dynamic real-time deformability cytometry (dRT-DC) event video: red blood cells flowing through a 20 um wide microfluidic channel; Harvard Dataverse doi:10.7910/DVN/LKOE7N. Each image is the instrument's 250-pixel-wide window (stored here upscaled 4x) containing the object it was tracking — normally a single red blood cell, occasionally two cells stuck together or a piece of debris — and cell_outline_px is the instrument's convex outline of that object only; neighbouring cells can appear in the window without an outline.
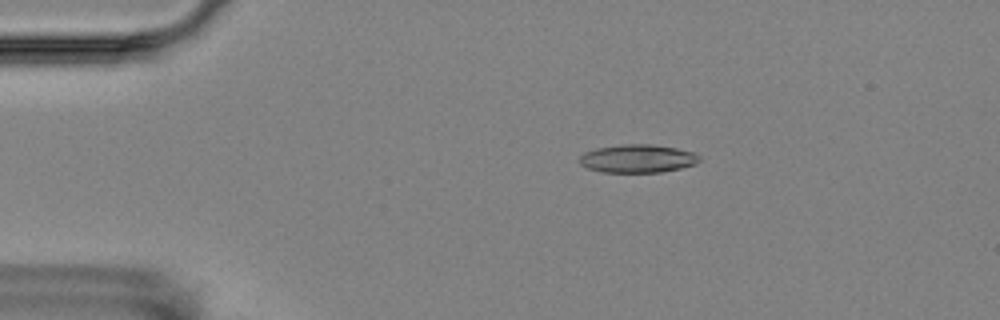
{"species": "Egyptian fruit bat (a non-hibernating species)", "species_latin": "Rousettus aegyptiacus", "temperature_condition": "room temperature", "stored_images_in_passage": 5, "camera_frame_rate_fps": 3000, "um_per_image_px": 0.085, "animal": {"sex": "female"}, "frame": {"image": 1, "passage_image": 3, "time_ms": 2.333, "image_size_px": [1000, 320], "cell_outline_px": [[700, 160], [696, 164], [680, 168], [660, 172], [600, 172], [588, 168], [580, 164], [580, 156], [584, 152], [596, 148], [624, 144], [652, 144], [676, 148], [692, 152], [700, 156]], "centroid_in_image_um": [54.19, 13.48], "position_along_channel_um": 30.8, "area_um2": 19.65}}